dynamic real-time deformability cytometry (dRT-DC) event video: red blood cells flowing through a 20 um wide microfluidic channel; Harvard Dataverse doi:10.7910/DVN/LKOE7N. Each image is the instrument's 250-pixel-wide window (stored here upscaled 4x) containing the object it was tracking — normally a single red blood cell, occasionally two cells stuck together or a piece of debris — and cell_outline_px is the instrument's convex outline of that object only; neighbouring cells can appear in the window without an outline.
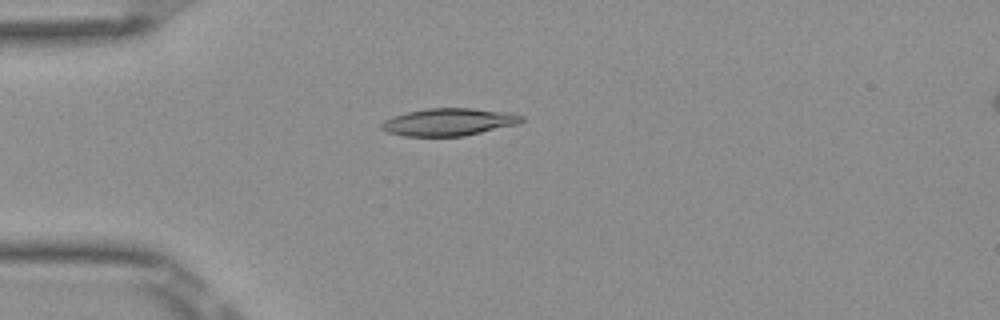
{"species": "Egyptian fruit bat (a non-hibernating species)", "species_latin": "Rousettus aegyptiacus", "temperature_condition": "room temperature", "stored_images_in_passage": 52, "camera_frame_rate_fps": 3000, "um_per_image_px": 0.085, "frame": {"image": 1, "passage_image": 14, "time_ms": 4.333, "image_size_px": [1000, 320], "cell_outline_px": [[524, 120], [516, 124], [464, 136], [404, 136], [388, 132], [380, 128], [380, 124], [384, 120], [392, 116], [408, 112], [428, 108], [472, 108], [524, 116]], "centroid_in_image_um": [38.06, 10.38], "position_along_channel_um": 46.9, "area_um2": 22.02}}
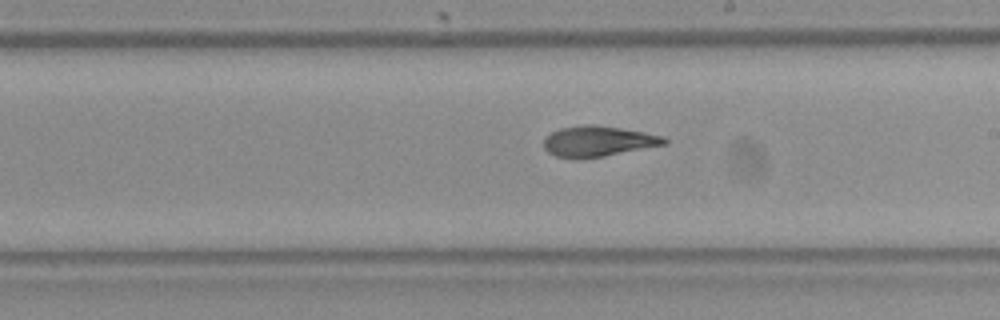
{"frame": {"image": 2, "passage_image": 30, "time_ms": 9.667, "image_size_px": [1000, 320], "cell_outline_px": [[668, 144], [604, 156], [580, 160], [576, 160], [556, 156], [548, 152], [544, 148], [544, 136], [560, 128], [584, 124], [592, 124], [620, 128], [644, 132], [664, 136], [668, 140]], "centroid_in_image_um": [50.82, 12.02], "position_along_channel_um": 238.2, "area_um2": 21.79}}
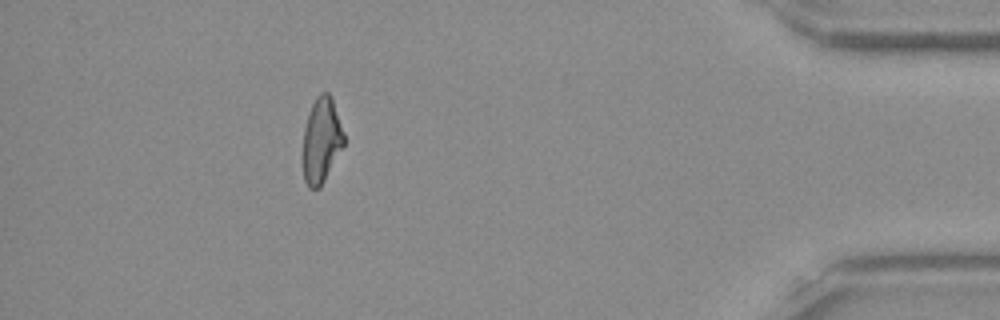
{"frame": {"image": 3, "passage_image": 47, "time_ms": 15.333, "image_size_px": [1000, 320], "cell_outline_px": [[344, 144], [320, 188], [308, 188], [304, 180], [304, 128], [308, 112], [316, 96], [320, 92], [328, 92], [332, 96], [344, 132]], "centroid_in_image_um": [27.33, 11.88], "position_along_channel_um": 407.9, "area_um2": 20.29}, "authors_computed_cell_mechanics": {"area_um2": 21.5016, "velocity_mm_per_s": 3.897, "shape_relaxation_time_tau1_ms": 9.962, "shape_relaxation_time_tau2_ms": 3.2428, "deformation_change_tau1": 0.2401, "deformation_change_tau2": 0.092}}